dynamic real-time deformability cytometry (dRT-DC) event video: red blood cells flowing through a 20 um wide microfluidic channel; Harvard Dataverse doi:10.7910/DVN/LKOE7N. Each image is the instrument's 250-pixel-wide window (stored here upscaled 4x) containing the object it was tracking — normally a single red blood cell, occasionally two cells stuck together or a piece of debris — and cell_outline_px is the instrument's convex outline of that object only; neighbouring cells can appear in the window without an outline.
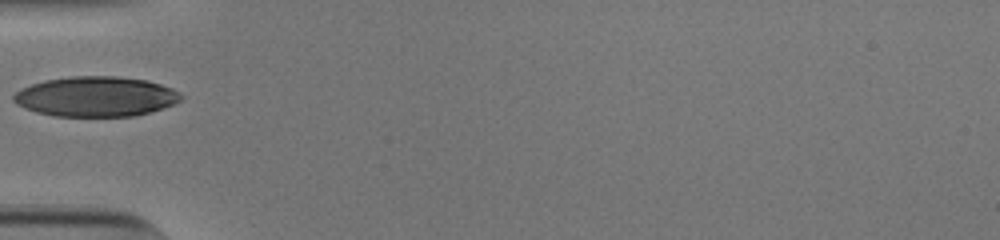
{"species": "human", "species_latin": "Homo sapiens", "temperature_condition": "cold", "stored_images_in_passage": 6, "camera_frame_rate_fps": 3000, "um_per_image_px": 0.085, "donor": {"sex": "male"}, "frame": {"image": 1, "passage_image": 1, "time_ms": 0.0, "image_size_px": [1000, 240], "cell_outline_px": [[184, 96], [180, 100], [172, 104], [152, 112], [136, 116], [56, 116], [36, 112], [24, 108], [16, 104], [12, 100], [12, 96], [20, 88], [44, 80], [72, 76], [116, 76], [148, 80], [172, 88], [180, 92]], "centroid_in_image_um": [8.14, 8.2], "position_along_channel_um": 76.9, "area_um2": 39.3}}
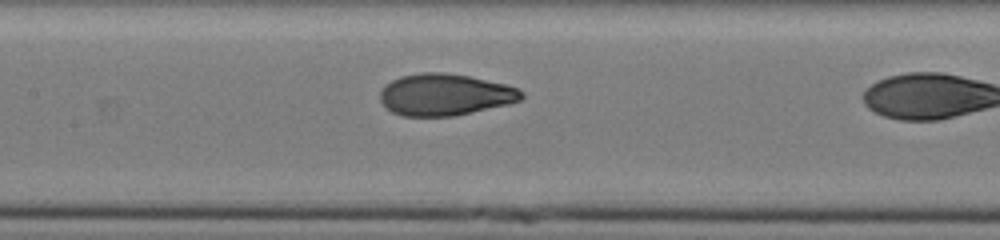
{"frame": {"image": 2, "passage_image": 5, "time_ms": 1.333, "image_size_px": [1000, 240], "cell_outline_px": [[524, 96], [520, 100], [508, 104], [452, 116], [404, 116], [392, 112], [380, 100], [380, 88], [384, 84], [400, 76], [420, 72], [444, 72], [468, 76], [504, 84], [520, 88], [524, 92]], "centroid_in_image_um": [37.8, 8.03], "position_along_channel_um": 169.6, "area_um2": 34.39}}